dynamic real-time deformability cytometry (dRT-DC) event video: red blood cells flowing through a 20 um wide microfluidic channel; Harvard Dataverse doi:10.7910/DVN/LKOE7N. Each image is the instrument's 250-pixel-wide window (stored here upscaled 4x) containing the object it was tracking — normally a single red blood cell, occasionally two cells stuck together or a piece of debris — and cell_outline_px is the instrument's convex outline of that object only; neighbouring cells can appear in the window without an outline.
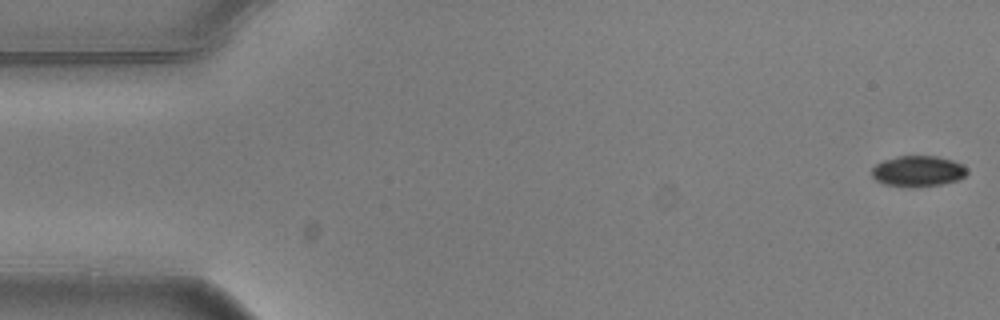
{"species": "common noctule bat (a hibernating species)", "species_latin": "Nyctalus noctula", "temperature_condition": "warm", "stored_images_in_passage": 4, "camera_frame_rate_fps": 3000, "um_per_image_px": 0.085, "animal": {"sex": "male", "body_mass_g": 20.5, "forearm_length_mm": 52.5}, "frame": {"image": 1, "passage_image": 1, "time_ms": 0.0, "image_size_px": [1000, 320], "cell_outline_px": [[968, 172], [960, 180], [940, 184], [916, 188], [912, 188], [884, 184], [876, 180], [872, 176], [872, 168], [876, 164], [884, 160], [896, 156], [936, 156], [952, 160], [964, 164], [968, 168]], "centroid_in_image_um": [78.05, 14.56], "position_along_channel_um": 6.9, "area_um2": 17.4}}